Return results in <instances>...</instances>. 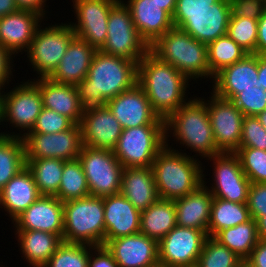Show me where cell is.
I'll return each mask as SVG.
<instances>
[{"mask_svg": "<svg viewBox=\"0 0 266 267\" xmlns=\"http://www.w3.org/2000/svg\"><path fill=\"white\" fill-rule=\"evenodd\" d=\"M100 51L137 63L149 52V46L139 35L124 1L119 0L110 10L106 43Z\"/></svg>", "mask_w": 266, "mask_h": 267, "instance_id": "obj_8", "label": "cell"}, {"mask_svg": "<svg viewBox=\"0 0 266 267\" xmlns=\"http://www.w3.org/2000/svg\"><path fill=\"white\" fill-rule=\"evenodd\" d=\"M241 267H249V266L244 262Z\"/></svg>", "mask_w": 266, "mask_h": 267, "instance_id": "obj_59", "label": "cell"}, {"mask_svg": "<svg viewBox=\"0 0 266 267\" xmlns=\"http://www.w3.org/2000/svg\"><path fill=\"white\" fill-rule=\"evenodd\" d=\"M213 79L212 91L218 97L232 100L243 90L257 86L258 55L247 54L242 60L223 68Z\"/></svg>", "mask_w": 266, "mask_h": 267, "instance_id": "obj_23", "label": "cell"}, {"mask_svg": "<svg viewBox=\"0 0 266 267\" xmlns=\"http://www.w3.org/2000/svg\"><path fill=\"white\" fill-rule=\"evenodd\" d=\"M93 250H95L94 253L96 255H93V251L91 252L92 254H89L88 267H119L113 254L106 246H95Z\"/></svg>", "mask_w": 266, "mask_h": 267, "instance_id": "obj_48", "label": "cell"}, {"mask_svg": "<svg viewBox=\"0 0 266 267\" xmlns=\"http://www.w3.org/2000/svg\"><path fill=\"white\" fill-rule=\"evenodd\" d=\"M97 51L75 35L57 68L48 78L60 84L76 86L86 78Z\"/></svg>", "mask_w": 266, "mask_h": 267, "instance_id": "obj_25", "label": "cell"}, {"mask_svg": "<svg viewBox=\"0 0 266 267\" xmlns=\"http://www.w3.org/2000/svg\"><path fill=\"white\" fill-rule=\"evenodd\" d=\"M165 146V125H144L124 128L112 151L124 168L152 167Z\"/></svg>", "mask_w": 266, "mask_h": 267, "instance_id": "obj_7", "label": "cell"}, {"mask_svg": "<svg viewBox=\"0 0 266 267\" xmlns=\"http://www.w3.org/2000/svg\"><path fill=\"white\" fill-rule=\"evenodd\" d=\"M149 51L161 61L171 64L189 80L214 78L209 71L207 44L177 27L158 38Z\"/></svg>", "mask_w": 266, "mask_h": 267, "instance_id": "obj_5", "label": "cell"}, {"mask_svg": "<svg viewBox=\"0 0 266 267\" xmlns=\"http://www.w3.org/2000/svg\"><path fill=\"white\" fill-rule=\"evenodd\" d=\"M207 237L204 231L176 225L158 242L159 265L196 267Z\"/></svg>", "mask_w": 266, "mask_h": 267, "instance_id": "obj_12", "label": "cell"}, {"mask_svg": "<svg viewBox=\"0 0 266 267\" xmlns=\"http://www.w3.org/2000/svg\"><path fill=\"white\" fill-rule=\"evenodd\" d=\"M256 117L259 119L260 124L264 127V129L266 131V110L259 113Z\"/></svg>", "mask_w": 266, "mask_h": 267, "instance_id": "obj_58", "label": "cell"}, {"mask_svg": "<svg viewBox=\"0 0 266 267\" xmlns=\"http://www.w3.org/2000/svg\"><path fill=\"white\" fill-rule=\"evenodd\" d=\"M231 13L230 0H218L206 12L173 13L172 20L174 27L208 44L227 34Z\"/></svg>", "mask_w": 266, "mask_h": 267, "instance_id": "obj_14", "label": "cell"}, {"mask_svg": "<svg viewBox=\"0 0 266 267\" xmlns=\"http://www.w3.org/2000/svg\"><path fill=\"white\" fill-rule=\"evenodd\" d=\"M119 0H73L77 24L70 26L76 36L100 50L106 43L107 23L111 8Z\"/></svg>", "mask_w": 266, "mask_h": 267, "instance_id": "obj_17", "label": "cell"}, {"mask_svg": "<svg viewBox=\"0 0 266 267\" xmlns=\"http://www.w3.org/2000/svg\"><path fill=\"white\" fill-rule=\"evenodd\" d=\"M82 146L113 150L123 127L106 105L83 110L80 123Z\"/></svg>", "mask_w": 266, "mask_h": 267, "instance_id": "obj_19", "label": "cell"}, {"mask_svg": "<svg viewBox=\"0 0 266 267\" xmlns=\"http://www.w3.org/2000/svg\"><path fill=\"white\" fill-rule=\"evenodd\" d=\"M40 196L31 172L25 167L0 191V205L14 220Z\"/></svg>", "mask_w": 266, "mask_h": 267, "instance_id": "obj_30", "label": "cell"}, {"mask_svg": "<svg viewBox=\"0 0 266 267\" xmlns=\"http://www.w3.org/2000/svg\"><path fill=\"white\" fill-rule=\"evenodd\" d=\"M208 66L214 77L223 68L242 60L248 53L227 34L207 44Z\"/></svg>", "mask_w": 266, "mask_h": 267, "instance_id": "obj_37", "label": "cell"}, {"mask_svg": "<svg viewBox=\"0 0 266 267\" xmlns=\"http://www.w3.org/2000/svg\"><path fill=\"white\" fill-rule=\"evenodd\" d=\"M244 260L213 237H207L196 267H241Z\"/></svg>", "mask_w": 266, "mask_h": 267, "instance_id": "obj_39", "label": "cell"}, {"mask_svg": "<svg viewBox=\"0 0 266 267\" xmlns=\"http://www.w3.org/2000/svg\"><path fill=\"white\" fill-rule=\"evenodd\" d=\"M75 123L65 115L43 107L30 132L52 134L70 129Z\"/></svg>", "mask_w": 266, "mask_h": 267, "instance_id": "obj_43", "label": "cell"}, {"mask_svg": "<svg viewBox=\"0 0 266 267\" xmlns=\"http://www.w3.org/2000/svg\"><path fill=\"white\" fill-rule=\"evenodd\" d=\"M4 136L22 137L25 148V159L56 158L63 161L78 159L82 148L80 124H74L70 129L52 134L0 133Z\"/></svg>", "mask_w": 266, "mask_h": 267, "instance_id": "obj_11", "label": "cell"}, {"mask_svg": "<svg viewBox=\"0 0 266 267\" xmlns=\"http://www.w3.org/2000/svg\"><path fill=\"white\" fill-rule=\"evenodd\" d=\"M247 207L249 209L251 218L255 221L261 217L265 216L266 213V182L264 183H251Z\"/></svg>", "mask_w": 266, "mask_h": 267, "instance_id": "obj_46", "label": "cell"}, {"mask_svg": "<svg viewBox=\"0 0 266 267\" xmlns=\"http://www.w3.org/2000/svg\"><path fill=\"white\" fill-rule=\"evenodd\" d=\"M120 194L143 211L159 199L152 167L124 168Z\"/></svg>", "mask_w": 266, "mask_h": 267, "instance_id": "obj_29", "label": "cell"}, {"mask_svg": "<svg viewBox=\"0 0 266 267\" xmlns=\"http://www.w3.org/2000/svg\"><path fill=\"white\" fill-rule=\"evenodd\" d=\"M40 27L26 52L39 77L48 78L57 68L75 33L70 23L55 24L45 29Z\"/></svg>", "mask_w": 266, "mask_h": 267, "instance_id": "obj_10", "label": "cell"}, {"mask_svg": "<svg viewBox=\"0 0 266 267\" xmlns=\"http://www.w3.org/2000/svg\"><path fill=\"white\" fill-rule=\"evenodd\" d=\"M257 86L266 91V55H258V82Z\"/></svg>", "mask_w": 266, "mask_h": 267, "instance_id": "obj_54", "label": "cell"}, {"mask_svg": "<svg viewBox=\"0 0 266 267\" xmlns=\"http://www.w3.org/2000/svg\"><path fill=\"white\" fill-rule=\"evenodd\" d=\"M141 211L122 194L104 197V246L113 239L140 232Z\"/></svg>", "mask_w": 266, "mask_h": 267, "instance_id": "obj_24", "label": "cell"}, {"mask_svg": "<svg viewBox=\"0 0 266 267\" xmlns=\"http://www.w3.org/2000/svg\"><path fill=\"white\" fill-rule=\"evenodd\" d=\"M188 99V102L165 120L166 140L171 130L177 142L180 141V144L193 149L203 158L207 159V157L221 153L215 144L204 99Z\"/></svg>", "mask_w": 266, "mask_h": 267, "instance_id": "obj_4", "label": "cell"}, {"mask_svg": "<svg viewBox=\"0 0 266 267\" xmlns=\"http://www.w3.org/2000/svg\"><path fill=\"white\" fill-rule=\"evenodd\" d=\"M244 116H257L266 110L265 90L258 86L243 90L231 100Z\"/></svg>", "mask_w": 266, "mask_h": 267, "instance_id": "obj_44", "label": "cell"}, {"mask_svg": "<svg viewBox=\"0 0 266 267\" xmlns=\"http://www.w3.org/2000/svg\"><path fill=\"white\" fill-rule=\"evenodd\" d=\"M33 82L40 90L43 107L67 116L75 124L81 123L84 108L80 104L76 86L41 77Z\"/></svg>", "mask_w": 266, "mask_h": 267, "instance_id": "obj_28", "label": "cell"}, {"mask_svg": "<svg viewBox=\"0 0 266 267\" xmlns=\"http://www.w3.org/2000/svg\"><path fill=\"white\" fill-rule=\"evenodd\" d=\"M247 203H235L213 197L208 226V237H214L220 230L250 221Z\"/></svg>", "mask_w": 266, "mask_h": 267, "instance_id": "obj_33", "label": "cell"}, {"mask_svg": "<svg viewBox=\"0 0 266 267\" xmlns=\"http://www.w3.org/2000/svg\"><path fill=\"white\" fill-rule=\"evenodd\" d=\"M244 262L249 267H266V240L260 239Z\"/></svg>", "mask_w": 266, "mask_h": 267, "instance_id": "obj_51", "label": "cell"}, {"mask_svg": "<svg viewBox=\"0 0 266 267\" xmlns=\"http://www.w3.org/2000/svg\"><path fill=\"white\" fill-rule=\"evenodd\" d=\"M25 167L23 138L0 134V191Z\"/></svg>", "mask_w": 266, "mask_h": 267, "instance_id": "obj_36", "label": "cell"}, {"mask_svg": "<svg viewBox=\"0 0 266 267\" xmlns=\"http://www.w3.org/2000/svg\"><path fill=\"white\" fill-rule=\"evenodd\" d=\"M231 12L239 17L258 20L266 11V0H230Z\"/></svg>", "mask_w": 266, "mask_h": 267, "instance_id": "obj_47", "label": "cell"}, {"mask_svg": "<svg viewBox=\"0 0 266 267\" xmlns=\"http://www.w3.org/2000/svg\"><path fill=\"white\" fill-rule=\"evenodd\" d=\"M125 4L141 38L150 47L174 27L172 17L152 0H128Z\"/></svg>", "mask_w": 266, "mask_h": 267, "instance_id": "obj_26", "label": "cell"}, {"mask_svg": "<svg viewBox=\"0 0 266 267\" xmlns=\"http://www.w3.org/2000/svg\"><path fill=\"white\" fill-rule=\"evenodd\" d=\"M19 9H26L45 15L44 6L47 0H14Z\"/></svg>", "mask_w": 266, "mask_h": 267, "instance_id": "obj_53", "label": "cell"}, {"mask_svg": "<svg viewBox=\"0 0 266 267\" xmlns=\"http://www.w3.org/2000/svg\"><path fill=\"white\" fill-rule=\"evenodd\" d=\"M28 80L8 93H0V123L10 122L23 131L30 132L42 108V97L38 86Z\"/></svg>", "mask_w": 266, "mask_h": 267, "instance_id": "obj_13", "label": "cell"}, {"mask_svg": "<svg viewBox=\"0 0 266 267\" xmlns=\"http://www.w3.org/2000/svg\"><path fill=\"white\" fill-rule=\"evenodd\" d=\"M259 239L266 240V213L256 220Z\"/></svg>", "mask_w": 266, "mask_h": 267, "instance_id": "obj_57", "label": "cell"}, {"mask_svg": "<svg viewBox=\"0 0 266 267\" xmlns=\"http://www.w3.org/2000/svg\"><path fill=\"white\" fill-rule=\"evenodd\" d=\"M209 99L205 104L216 147L220 152L234 153L240 147L244 115L231 100L214 92Z\"/></svg>", "mask_w": 266, "mask_h": 267, "instance_id": "obj_15", "label": "cell"}, {"mask_svg": "<svg viewBox=\"0 0 266 267\" xmlns=\"http://www.w3.org/2000/svg\"><path fill=\"white\" fill-rule=\"evenodd\" d=\"M152 1L157 5L161 6V9L165 10L171 17L173 16L177 0H152Z\"/></svg>", "mask_w": 266, "mask_h": 267, "instance_id": "obj_56", "label": "cell"}, {"mask_svg": "<svg viewBox=\"0 0 266 267\" xmlns=\"http://www.w3.org/2000/svg\"><path fill=\"white\" fill-rule=\"evenodd\" d=\"M213 195L205 183L184 197L174 199L177 225L204 231L208 236Z\"/></svg>", "mask_w": 266, "mask_h": 267, "instance_id": "obj_27", "label": "cell"}, {"mask_svg": "<svg viewBox=\"0 0 266 267\" xmlns=\"http://www.w3.org/2000/svg\"><path fill=\"white\" fill-rule=\"evenodd\" d=\"M90 249L94 246L63 241L43 267H88Z\"/></svg>", "mask_w": 266, "mask_h": 267, "instance_id": "obj_40", "label": "cell"}, {"mask_svg": "<svg viewBox=\"0 0 266 267\" xmlns=\"http://www.w3.org/2000/svg\"><path fill=\"white\" fill-rule=\"evenodd\" d=\"M243 172L251 183L266 182V151L251 147H239L234 152Z\"/></svg>", "mask_w": 266, "mask_h": 267, "instance_id": "obj_42", "label": "cell"}, {"mask_svg": "<svg viewBox=\"0 0 266 267\" xmlns=\"http://www.w3.org/2000/svg\"><path fill=\"white\" fill-rule=\"evenodd\" d=\"M167 141L155 157L152 170L159 199L174 200L188 195L206 181L201 162L187 153L171 149Z\"/></svg>", "mask_w": 266, "mask_h": 267, "instance_id": "obj_3", "label": "cell"}, {"mask_svg": "<svg viewBox=\"0 0 266 267\" xmlns=\"http://www.w3.org/2000/svg\"><path fill=\"white\" fill-rule=\"evenodd\" d=\"M17 7L14 0H0V18L17 11Z\"/></svg>", "mask_w": 266, "mask_h": 267, "instance_id": "obj_55", "label": "cell"}, {"mask_svg": "<svg viewBox=\"0 0 266 267\" xmlns=\"http://www.w3.org/2000/svg\"><path fill=\"white\" fill-rule=\"evenodd\" d=\"M16 230H38L63 237V202L55 196L41 195L17 218L12 220Z\"/></svg>", "mask_w": 266, "mask_h": 267, "instance_id": "obj_21", "label": "cell"}, {"mask_svg": "<svg viewBox=\"0 0 266 267\" xmlns=\"http://www.w3.org/2000/svg\"><path fill=\"white\" fill-rule=\"evenodd\" d=\"M78 160L82 164L90 195L106 197L120 193L124 167L112 150L82 146Z\"/></svg>", "mask_w": 266, "mask_h": 267, "instance_id": "obj_9", "label": "cell"}, {"mask_svg": "<svg viewBox=\"0 0 266 267\" xmlns=\"http://www.w3.org/2000/svg\"><path fill=\"white\" fill-rule=\"evenodd\" d=\"M256 54L266 55V11L258 19V36L256 44Z\"/></svg>", "mask_w": 266, "mask_h": 267, "instance_id": "obj_52", "label": "cell"}, {"mask_svg": "<svg viewBox=\"0 0 266 267\" xmlns=\"http://www.w3.org/2000/svg\"><path fill=\"white\" fill-rule=\"evenodd\" d=\"M188 83L180 71L150 51L138 63L137 84L146 93L152 110L164 120L186 103Z\"/></svg>", "mask_w": 266, "mask_h": 267, "instance_id": "obj_2", "label": "cell"}, {"mask_svg": "<svg viewBox=\"0 0 266 267\" xmlns=\"http://www.w3.org/2000/svg\"><path fill=\"white\" fill-rule=\"evenodd\" d=\"M42 19L38 12L26 9H18L1 17L0 45L12 55L23 50L26 52Z\"/></svg>", "mask_w": 266, "mask_h": 267, "instance_id": "obj_22", "label": "cell"}, {"mask_svg": "<svg viewBox=\"0 0 266 267\" xmlns=\"http://www.w3.org/2000/svg\"><path fill=\"white\" fill-rule=\"evenodd\" d=\"M106 106L123 129L144 125H165V120L152 110L146 93L138 84L108 100Z\"/></svg>", "mask_w": 266, "mask_h": 267, "instance_id": "obj_18", "label": "cell"}, {"mask_svg": "<svg viewBox=\"0 0 266 267\" xmlns=\"http://www.w3.org/2000/svg\"><path fill=\"white\" fill-rule=\"evenodd\" d=\"M63 217V241L94 247L104 245V197L88 195L63 202Z\"/></svg>", "mask_w": 266, "mask_h": 267, "instance_id": "obj_6", "label": "cell"}, {"mask_svg": "<svg viewBox=\"0 0 266 267\" xmlns=\"http://www.w3.org/2000/svg\"><path fill=\"white\" fill-rule=\"evenodd\" d=\"M11 60H13L12 54L0 45V93L1 90L4 89L3 87L11 82L9 79L12 75L11 70H13V68L11 67Z\"/></svg>", "mask_w": 266, "mask_h": 267, "instance_id": "obj_50", "label": "cell"}, {"mask_svg": "<svg viewBox=\"0 0 266 267\" xmlns=\"http://www.w3.org/2000/svg\"><path fill=\"white\" fill-rule=\"evenodd\" d=\"M177 225L174 200L158 199L141 211L140 233L159 242Z\"/></svg>", "mask_w": 266, "mask_h": 267, "instance_id": "obj_32", "label": "cell"}, {"mask_svg": "<svg viewBox=\"0 0 266 267\" xmlns=\"http://www.w3.org/2000/svg\"><path fill=\"white\" fill-rule=\"evenodd\" d=\"M227 35L248 54H256L258 20L239 17L231 13Z\"/></svg>", "mask_w": 266, "mask_h": 267, "instance_id": "obj_41", "label": "cell"}, {"mask_svg": "<svg viewBox=\"0 0 266 267\" xmlns=\"http://www.w3.org/2000/svg\"><path fill=\"white\" fill-rule=\"evenodd\" d=\"M240 147L266 151V131L256 116H244Z\"/></svg>", "mask_w": 266, "mask_h": 267, "instance_id": "obj_45", "label": "cell"}, {"mask_svg": "<svg viewBox=\"0 0 266 267\" xmlns=\"http://www.w3.org/2000/svg\"><path fill=\"white\" fill-rule=\"evenodd\" d=\"M119 267H156L158 242L143 233L110 240L106 245Z\"/></svg>", "mask_w": 266, "mask_h": 267, "instance_id": "obj_20", "label": "cell"}, {"mask_svg": "<svg viewBox=\"0 0 266 267\" xmlns=\"http://www.w3.org/2000/svg\"><path fill=\"white\" fill-rule=\"evenodd\" d=\"M221 245L228 247L244 261L258 243L257 224L254 219L220 230L214 237Z\"/></svg>", "mask_w": 266, "mask_h": 267, "instance_id": "obj_34", "label": "cell"}, {"mask_svg": "<svg viewBox=\"0 0 266 267\" xmlns=\"http://www.w3.org/2000/svg\"><path fill=\"white\" fill-rule=\"evenodd\" d=\"M90 195L87 180L81 162L66 161L63 166L61 183L55 196L62 202L75 200Z\"/></svg>", "mask_w": 266, "mask_h": 267, "instance_id": "obj_38", "label": "cell"}, {"mask_svg": "<svg viewBox=\"0 0 266 267\" xmlns=\"http://www.w3.org/2000/svg\"><path fill=\"white\" fill-rule=\"evenodd\" d=\"M214 164V184L208 190L213 197L235 203H247L250 180L235 153L221 152L207 158ZM212 159V160H211Z\"/></svg>", "mask_w": 266, "mask_h": 267, "instance_id": "obj_16", "label": "cell"}, {"mask_svg": "<svg viewBox=\"0 0 266 267\" xmlns=\"http://www.w3.org/2000/svg\"><path fill=\"white\" fill-rule=\"evenodd\" d=\"M138 63L98 50L86 78L76 85L82 107L106 105L107 101L137 84Z\"/></svg>", "mask_w": 266, "mask_h": 267, "instance_id": "obj_1", "label": "cell"}, {"mask_svg": "<svg viewBox=\"0 0 266 267\" xmlns=\"http://www.w3.org/2000/svg\"><path fill=\"white\" fill-rule=\"evenodd\" d=\"M23 257L33 267H43L63 239L58 234L38 230H16Z\"/></svg>", "mask_w": 266, "mask_h": 267, "instance_id": "obj_31", "label": "cell"}, {"mask_svg": "<svg viewBox=\"0 0 266 267\" xmlns=\"http://www.w3.org/2000/svg\"><path fill=\"white\" fill-rule=\"evenodd\" d=\"M40 195L56 196L66 161L56 158L25 159Z\"/></svg>", "mask_w": 266, "mask_h": 267, "instance_id": "obj_35", "label": "cell"}, {"mask_svg": "<svg viewBox=\"0 0 266 267\" xmlns=\"http://www.w3.org/2000/svg\"><path fill=\"white\" fill-rule=\"evenodd\" d=\"M218 0H177L174 13L206 12Z\"/></svg>", "mask_w": 266, "mask_h": 267, "instance_id": "obj_49", "label": "cell"}]
</instances>
